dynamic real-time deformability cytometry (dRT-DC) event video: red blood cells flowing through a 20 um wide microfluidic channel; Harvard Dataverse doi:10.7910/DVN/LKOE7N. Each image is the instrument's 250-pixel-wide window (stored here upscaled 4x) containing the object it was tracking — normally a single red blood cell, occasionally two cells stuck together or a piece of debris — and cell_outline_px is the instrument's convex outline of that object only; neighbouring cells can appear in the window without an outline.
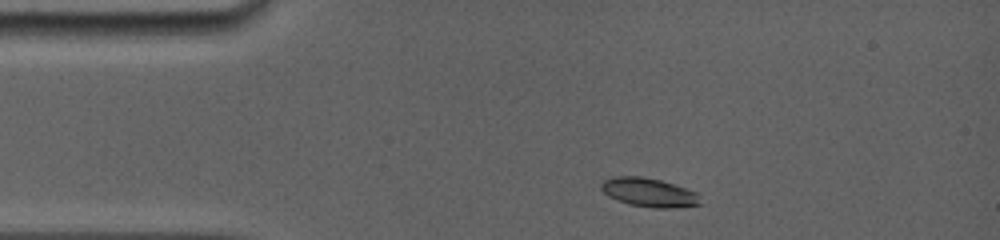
{"species": "common noctule bat (a hibernating species)", "species_latin": "Nyctalus noctula", "temperature_condition": "room temperature", "stored_images_in_passage": 4, "segment_of_instrument_passage": [1, 2], "camera_frame_rate_fps": 5000, "um_per_image_px": 0.085, "animal": {"sex": "female", "body_mass_g": 19.0, "forearm_length_mm": 56.7}, "frame": {"image": 1, "passage_image": 1, "time_ms": 0.0, "image_size_px": [1000, 240], "cell_outline_px": [[700, 204], [672, 208], [652, 208], [628, 204], [616, 200], [608, 196], [600, 188], [600, 184], [604, 180], [612, 176], [640, 176], [660, 180], [696, 192]], "centroid_in_image_um": [55.08, 16.36], "position_along_channel_um": 29.9, "area_um2": 16.53}}